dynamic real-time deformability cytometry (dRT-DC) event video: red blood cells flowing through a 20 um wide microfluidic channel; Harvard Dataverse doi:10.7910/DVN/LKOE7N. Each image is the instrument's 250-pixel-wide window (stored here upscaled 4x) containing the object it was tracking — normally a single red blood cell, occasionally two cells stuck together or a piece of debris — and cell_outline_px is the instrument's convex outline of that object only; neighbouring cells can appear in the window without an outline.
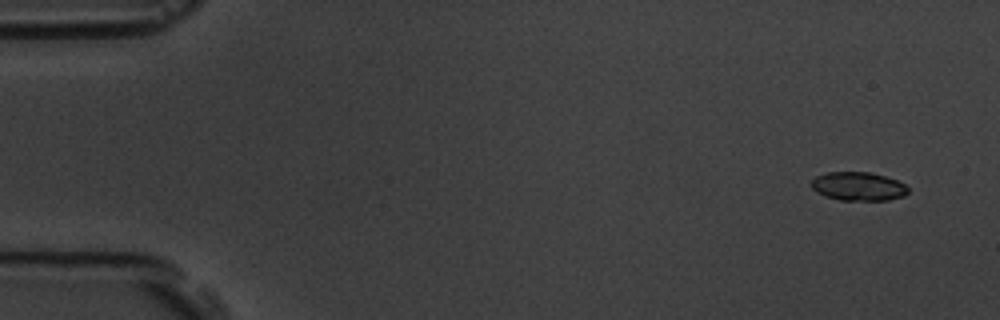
{"species": "common noctule bat (a hibernating species)", "species_latin": "Nyctalus noctula", "temperature_condition": "room temperature", "stored_images_in_passage": 5, "camera_frame_rate_fps": 3000, "um_per_image_px": 0.085, "animal": {"sex": "male", "body_mass_g": 19.5, "forearm_length_mm": 54.6}, "frame": {"image": 1, "passage_image": 1, "time_ms": 0.0, "image_size_px": [1000, 320], "cell_outline_px": [[908, 192], [904, 196], [888, 200], [840, 200], [824, 196], [816, 192], [812, 188], [812, 180], [816, 176], [828, 172], [872, 172], [896, 180], [904, 184], [908, 188]], "centroid_in_image_um": [72.95, 15.84], "position_along_channel_um": 12.1, "area_um2": 16.13}}
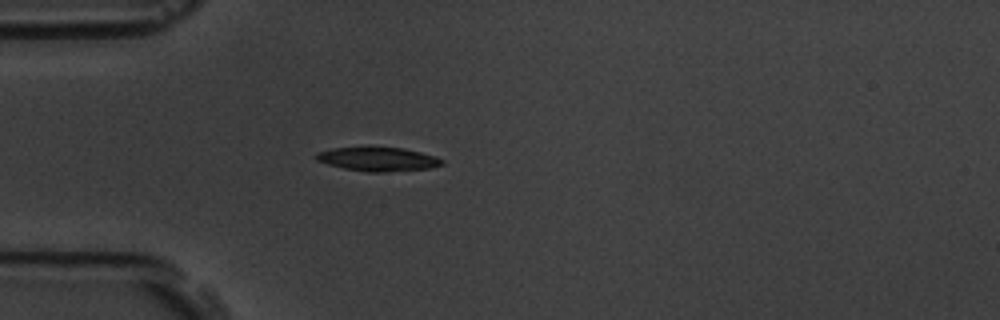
{"frame": {"image": 2, "passage_image": 5, "time_ms": 4.333, "image_size_px": [1000, 320], "cell_outline_px": [[444, 164], [428, 168], [384, 172], [368, 172], [344, 168], [328, 164], [316, 160], [312, 156], [316, 152], [332, 148], [404, 148], [436, 156], [444, 160]], "centroid_in_image_um": [32.1, 13.53], "position_along_channel_um": 52.9, "area_um2": 17.34}}